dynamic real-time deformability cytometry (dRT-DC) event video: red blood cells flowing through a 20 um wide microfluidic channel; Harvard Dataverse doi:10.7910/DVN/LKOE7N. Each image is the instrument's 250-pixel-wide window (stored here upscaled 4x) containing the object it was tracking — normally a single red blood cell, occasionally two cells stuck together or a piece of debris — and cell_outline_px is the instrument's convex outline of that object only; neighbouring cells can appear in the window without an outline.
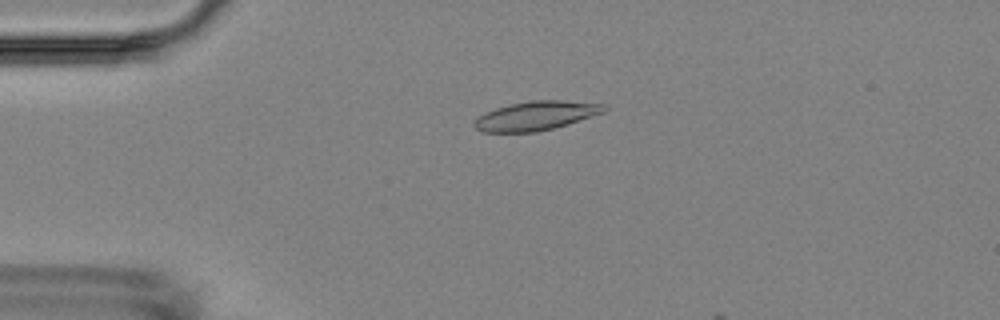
{"species": "Egyptian fruit bat (a non-hibernating species)", "species_latin": "Rousettus aegyptiacus", "temperature_condition": "room temperature", "stored_images_in_passage": 4, "camera_frame_rate_fps": 3000, "um_per_image_px": 0.085, "animal": {"sex": "female"}, "frame": {"image": 1, "passage_image": 3, "time_ms": 2.333, "image_size_px": [1000, 320], "cell_outline_px": [[608, 108], [604, 112], [568, 124], [536, 132], [480, 132], [472, 124], [472, 120], [476, 116], [484, 112], [496, 108], [528, 100], [564, 100], [608, 104]], "centroid_in_image_um": [45.53, 9.83], "position_along_channel_um": 39.5, "area_um2": 22.25}}